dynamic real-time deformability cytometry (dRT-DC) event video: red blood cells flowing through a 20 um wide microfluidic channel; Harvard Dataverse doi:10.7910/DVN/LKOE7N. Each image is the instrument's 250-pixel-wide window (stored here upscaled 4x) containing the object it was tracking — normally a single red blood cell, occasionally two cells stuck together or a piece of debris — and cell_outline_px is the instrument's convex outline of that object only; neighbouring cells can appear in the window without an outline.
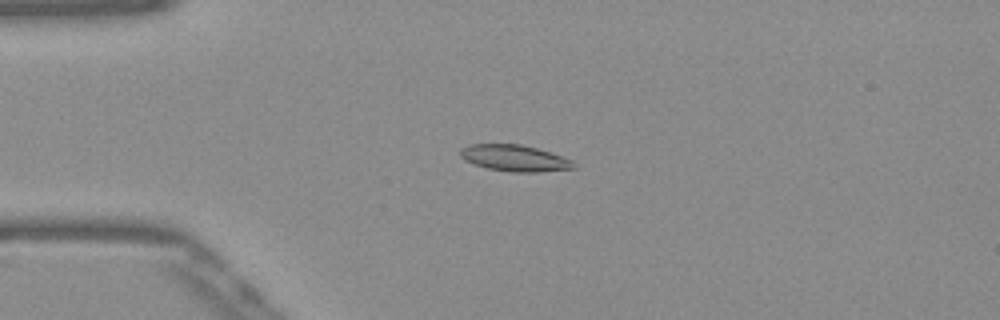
{"species": "Egyptian fruit bat (a non-hibernating species)", "species_latin": "Rousettus aegyptiacus", "temperature_condition": "warm", "stored_images_in_passage": 43, "camera_frame_rate_fps": 3000, "um_per_image_px": 0.085, "frame": {"image": 1, "passage_image": 9, "time_ms": 2.667, "image_size_px": [1000, 320], "cell_outline_px": [[576, 168], [536, 172], [512, 172], [488, 168], [464, 160], [460, 156], [460, 148], [472, 144], [520, 144], [536, 148], [572, 160]], "centroid_in_image_um": [43.72, 13.44], "position_along_channel_um": 41.3, "area_um2": 17.17}}
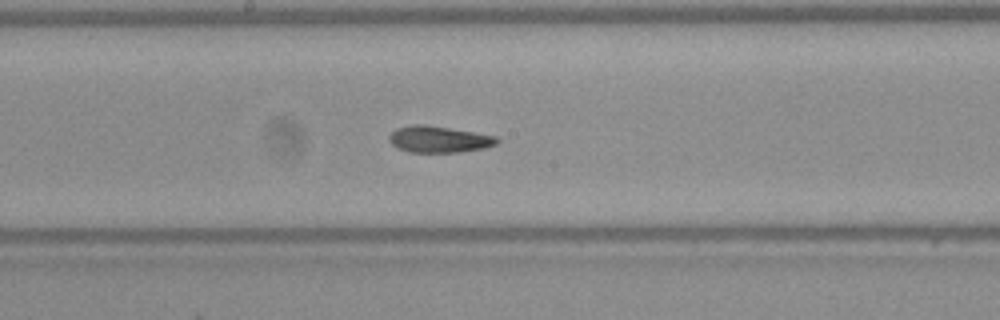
{"frame": {"image": 2, "passage_image": 24, "time_ms": 7.667, "image_size_px": [1000, 320], "cell_outline_px": [[500, 140], [496, 144], [484, 148], [456, 152], [408, 152], [396, 148], [388, 140], [388, 136], [396, 128], [416, 124], [424, 124], [496, 136]], "centroid_in_image_um": [37.26, 11.84], "position_along_channel_um": 210.9, "area_um2": 16.53}}
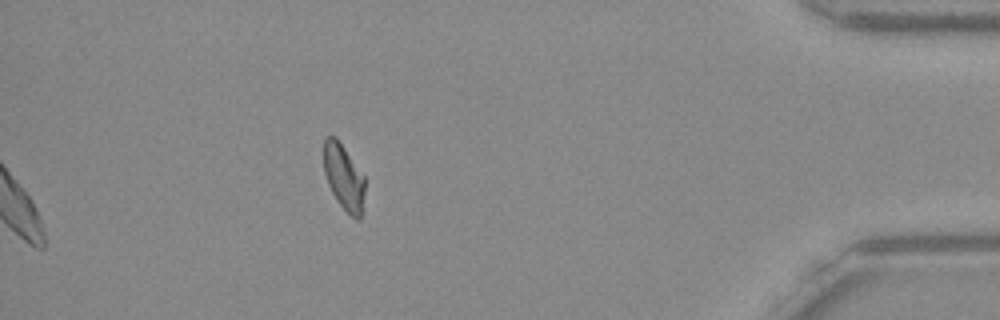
{"frame": {"image": 3, "passage_image": 43, "time_ms": 14.0, "image_size_px": [1000, 320], "cell_outline_px": [[364, 192], [360, 220], [356, 220], [336, 200], [328, 184], [324, 172], [324, 136], [336, 136], [364, 176]], "centroid_in_image_um": [29.2, 15.03], "position_along_channel_um": 406.0, "area_um2": 15.55}, "authors_computed_cell_mechanics": {"area_um2": 16.8198, "velocity_mm_per_s": 3.8746, "shape_relaxation_time_tau1_ms": 5.5374, "shape_relaxation_time_tau2_ms": 1.7723, "deformation_change_tau1": 0.164, "deformation_change_tau2": 0.0633}}